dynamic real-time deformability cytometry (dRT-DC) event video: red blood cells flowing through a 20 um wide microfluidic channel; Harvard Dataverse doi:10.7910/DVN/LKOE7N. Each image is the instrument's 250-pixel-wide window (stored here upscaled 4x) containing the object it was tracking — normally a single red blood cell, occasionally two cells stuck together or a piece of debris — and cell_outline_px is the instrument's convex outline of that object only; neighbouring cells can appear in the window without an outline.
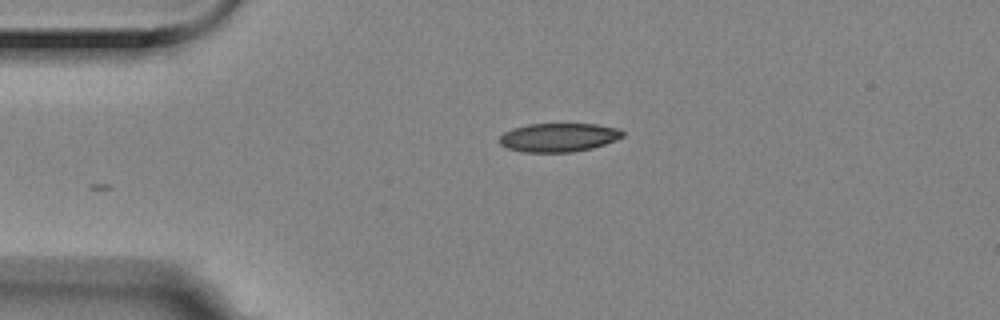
{"species": "Egyptian fruit bat (a non-hibernating species)", "species_latin": "Rousettus aegyptiacus", "temperature_condition": "room temperature", "stored_images_in_passage": 2, "camera_frame_rate_fps": 3000, "um_per_image_px": 0.085, "animal": {"sex": "female"}, "frame": {"image": 1, "passage_image": 1, "time_ms": 0.0, "image_size_px": [1000, 320], "cell_outline_px": [[624, 136], [616, 140], [592, 148], [572, 152], [524, 152], [508, 148], [500, 144], [500, 136], [504, 132], [512, 128], [528, 124], [596, 124], [616, 128], [624, 132]], "centroid_in_image_um": [47.48, 11.68], "position_along_channel_um": 37.5, "area_um2": 20.52}}